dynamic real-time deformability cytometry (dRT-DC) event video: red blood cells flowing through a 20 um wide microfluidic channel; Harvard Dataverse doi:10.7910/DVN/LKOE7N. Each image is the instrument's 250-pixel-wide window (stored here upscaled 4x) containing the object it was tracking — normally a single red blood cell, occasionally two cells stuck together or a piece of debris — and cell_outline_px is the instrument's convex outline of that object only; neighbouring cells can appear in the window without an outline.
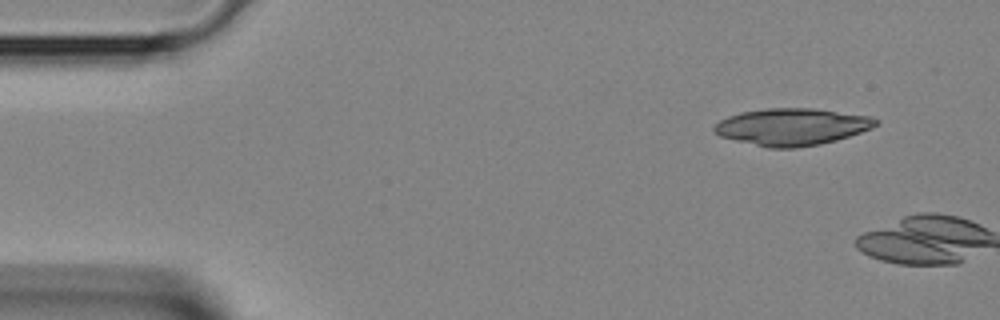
{"species": "Egyptian fruit bat (a non-hibernating species)", "species_latin": "Rousettus aegyptiacus", "temperature_condition": "room temperature", "stored_images_in_passage": 4, "camera_frame_rate_fps": 3000, "um_per_image_px": 0.085, "animal": {"sex": "female"}, "frame": {"image": 1, "passage_image": 1, "time_ms": 0.0, "image_size_px": [1000, 320], "cell_outline_px": [[880, 124], [872, 128], [836, 140], [820, 144], [796, 148], [768, 148], [720, 136], [712, 128], [720, 120], [728, 116], [740, 112], [764, 108], [812, 108], [872, 116], [880, 120]], "centroid_in_image_um": [67.34, 10.77], "position_along_channel_um": 17.7, "area_um2": 34.91}}